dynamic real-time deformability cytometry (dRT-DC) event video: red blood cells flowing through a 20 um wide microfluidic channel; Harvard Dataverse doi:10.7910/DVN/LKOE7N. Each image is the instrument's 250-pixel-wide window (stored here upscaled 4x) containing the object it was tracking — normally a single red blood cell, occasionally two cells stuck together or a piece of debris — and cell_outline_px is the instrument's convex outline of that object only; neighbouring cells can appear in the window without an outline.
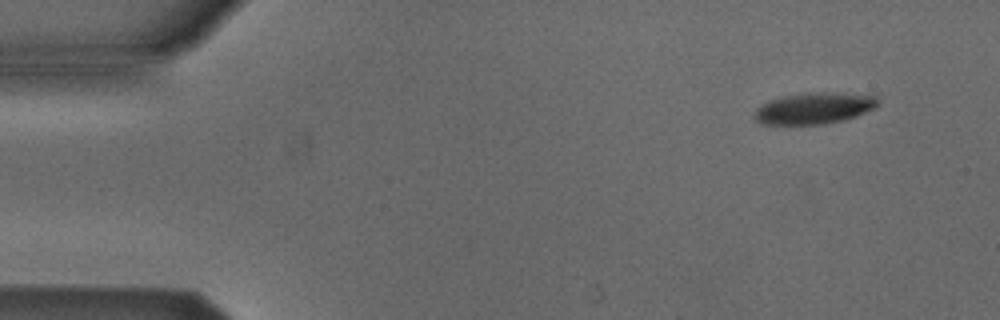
{"species": "Egyptian fruit bat (a non-hibernating species)", "species_latin": "Rousettus aegyptiacus", "temperature_condition": "cold", "stored_images_in_passage": 4, "camera_frame_rate_fps": 3000, "um_per_image_px": 0.085, "animal": {"sex": "male"}, "frame": {"image": 1, "passage_image": 1, "time_ms": 0.0, "image_size_px": [1000, 320], "cell_outline_px": [[876, 104], [872, 108], [856, 116], [844, 120], [824, 124], [760, 124], [752, 116], [756, 108], [768, 100], [784, 96], [804, 92], [832, 92], [876, 96]], "centroid_in_image_um": [69.11, 9.2], "position_along_channel_um": 15.9, "area_um2": 22.48}}
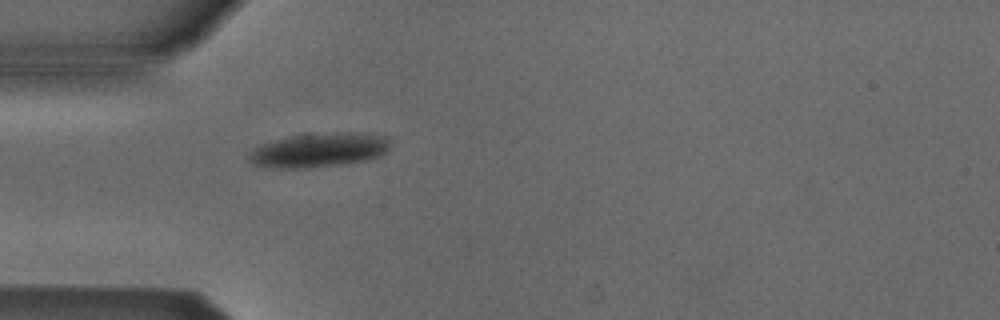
{"frame": {"image": 2, "passage_image": 4, "time_ms": 1.0, "image_size_px": [1000, 320], "cell_outline_px": [[388, 148], [380, 156], [364, 160], [340, 164], [296, 168], [280, 168], [252, 164], [248, 160], [248, 156], [260, 144], [272, 140], [288, 136], [308, 132], [348, 132], [388, 136]], "centroid_in_image_um": [27.08, 12.72], "position_along_channel_um": 57.9, "area_um2": 28.09}}